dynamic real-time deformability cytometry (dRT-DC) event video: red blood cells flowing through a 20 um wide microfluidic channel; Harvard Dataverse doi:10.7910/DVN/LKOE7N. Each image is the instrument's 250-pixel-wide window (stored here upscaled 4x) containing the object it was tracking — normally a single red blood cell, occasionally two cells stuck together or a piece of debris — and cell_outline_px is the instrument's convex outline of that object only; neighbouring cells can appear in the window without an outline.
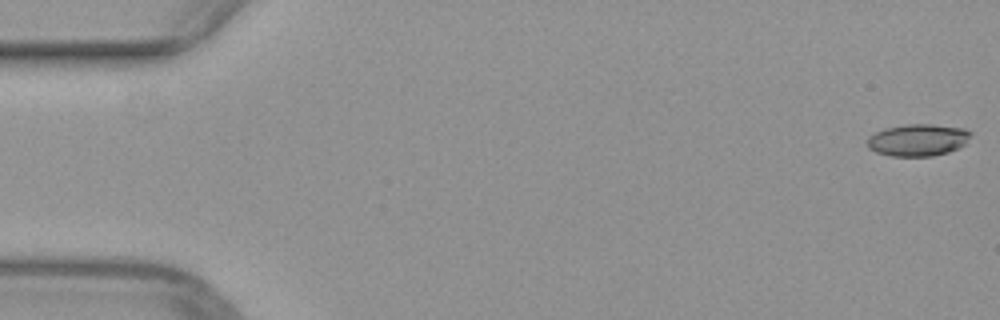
{"species": "common noctule bat (a hibernating species)", "species_latin": "Nyctalus noctula", "temperature_condition": "warm", "stored_images_in_passage": 15, "camera_frame_rate_fps": 3000, "um_per_image_px": 0.085, "animal": {"sex": "female", "body_mass_g": 29.2, "forearm_length_mm": 56.3}, "frame": {"image": 1, "passage_image": 1, "time_ms": 0.0, "image_size_px": [1000, 320], "cell_outline_px": [[972, 132], [964, 144], [948, 152], [932, 156], [892, 156], [876, 152], [868, 148], [868, 136], [884, 128], [904, 124], [932, 124], [964, 128]], "centroid_in_image_um": [78.0, 11.89], "position_along_channel_um": 7.0, "area_um2": 19.25}}
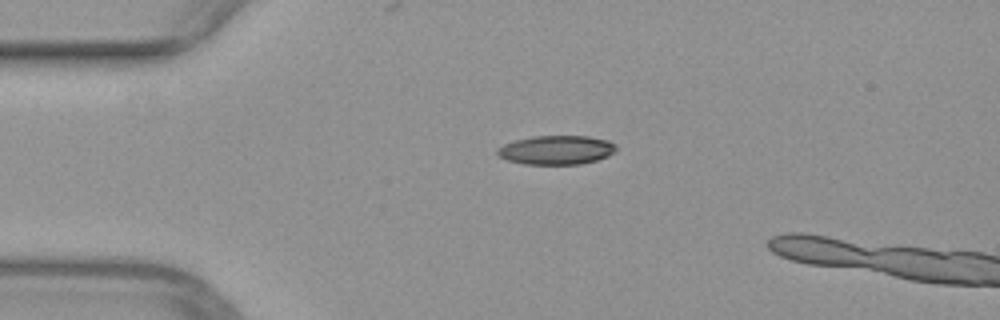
{"frame": {"image": 2, "passage_image": 12, "time_ms": 3.667, "image_size_px": [1000, 320], "cell_outline_px": [[616, 152], [608, 156], [596, 160], [580, 164], [524, 164], [508, 160], [500, 156], [496, 152], [504, 144], [516, 140], [532, 136], [588, 136], [608, 140], [616, 144]], "centroid_in_image_um": [47.34, 12.74], "position_along_channel_um": 37.7, "area_um2": 20.0}}